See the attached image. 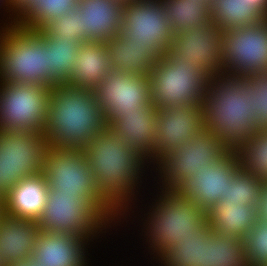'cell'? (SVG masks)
Listing matches in <instances>:
<instances>
[{
    "mask_svg": "<svg viewBox=\"0 0 267 266\" xmlns=\"http://www.w3.org/2000/svg\"><path fill=\"white\" fill-rule=\"evenodd\" d=\"M150 186L147 192L121 215L119 229L123 232H127V229L138 231V241L141 240L138 246L142 245L141 249L145 250L141 253L146 252L145 257L149 255L150 258L146 257V262L153 266L172 246L202 231L208 225V216L207 210L193 199L182 197L173 190L154 187V184ZM132 224L135 226L130 227ZM124 226L127 227L124 229L126 231L123 230Z\"/></svg>",
    "mask_w": 267,
    "mask_h": 266,
    "instance_id": "1",
    "label": "cell"
},
{
    "mask_svg": "<svg viewBox=\"0 0 267 266\" xmlns=\"http://www.w3.org/2000/svg\"><path fill=\"white\" fill-rule=\"evenodd\" d=\"M83 152L95 187L121 215L152 184L149 164L108 126L91 138Z\"/></svg>",
    "mask_w": 267,
    "mask_h": 266,
    "instance_id": "2",
    "label": "cell"
},
{
    "mask_svg": "<svg viewBox=\"0 0 267 266\" xmlns=\"http://www.w3.org/2000/svg\"><path fill=\"white\" fill-rule=\"evenodd\" d=\"M106 127L93 90L66 84L52 87L43 130L49 146L84 149Z\"/></svg>",
    "mask_w": 267,
    "mask_h": 266,
    "instance_id": "3",
    "label": "cell"
},
{
    "mask_svg": "<svg viewBox=\"0 0 267 266\" xmlns=\"http://www.w3.org/2000/svg\"><path fill=\"white\" fill-rule=\"evenodd\" d=\"M202 107L205 130L218 136L231 150L259 131L245 77L225 74L211 77Z\"/></svg>",
    "mask_w": 267,
    "mask_h": 266,
    "instance_id": "4",
    "label": "cell"
},
{
    "mask_svg": "<svg viewBox=\"0 0 267 266\" xmlns=\"http://www.w3.org/2000/svg\"><path fill=\"white\" fill-rule=\"evenodd\" d=\"M0 81L54 87L43 37L17 23L0 26Z\"/></svg>",
    "mask_w": 267,
    "mask_h": 266,
    "instance_id": "5",
    "label": "cell"
},
{
    "mask_svg": "<svg viewBox=\"0 0 267 266\" xmlns=\"http://www.w3.org/2000/svg\"><path fill=\"white\" fill-rule=\"evenodd\" d=\"M37 222L42 231L82 236L93 246L120 232L88 199L52 188L48 189L46 205Z\"/></svg>",
    "mask_w": 267,
    "mask_h": 266,
    "instance_id": "6",
    "label": "cell"
},
{
    "mask_svg": "<svg viewBox=\"0 0 267 266\" xmlns=\"http://www.w3.org/2000/svg\"><path fill=\"white\" fill-rule=\"evenodd\" d=\"M43 173L49 188L59 193L79 194L88 199L116 228L120 226L121 214L95 187L83 149L48 146Z\"/></svg>",
    "mask_w": 267,
    "mask_h": 266,
    "instance_id": "7",
    "label": "cell"
},
{
    "mask_svg": "<svg viewBox=\"0 0 267 266\" xmlns=\"http://www.w3.org/2000/svg\"><path fill=\"white\" fill-rule=\"evenodd\" d=\"M152 104L158 110L166 106L202 105L211 76L204 69L177 64L167 53L159 58L148 75Z\"/></svg>",
    "mask_w": 267,
    "mask_h": 266,
    "instance_id": "8",
    "label": "cell"
},
{
    "mask_svg": "<svg viewBox=\"0 0 267 266\" xmlns=\"http://www.w3.org/2000/svg\"><path fill=\"white\" fill-rule=\"evenodd\" d=\"M230 151L218 136L204 130L176 151L166 155L152 169V183L158 188L173 190L185 178L195 176L196 170L211 167Z\"/></svg>",
    "mask_w": 267,
    "mask_h": 266,
    "instance_id": "9",
    "label": "cell"
},
{
    "mask_svg": "<svg viewBox=\"0 0 267 266\" xmlns=\"http://www.w3.org/2000/svg\"><path fill=\"white\" fill-rule=\"evenodd\" d=\"M48 146L43 132L0 130V202L21 179L43 172Z\"/></svg>",
    "mask_w": 267,
    "mask_h": 266,
    "instance_id": "10",
    "label": "cell"
},
{
    "mask_svg": "<svg viewBox=\"0 0 267 266\" xmlns=\"http://www.w3.org/2000/svg\"><path fill=\"white\" fill-rule=\"evenodd\" d=\"M52 87L0 81V130L43 132Z\"/></svg>",
    "mask_w": 267,
    "mask_h": 266,
    "instance_id": "11",
    "label": "cell"
},
{
    "mask_svg": "<svg viewBox=\"0 0 267 266\" xmlns=\"http://www.w3.org/2000/svg\"><path fill=\"white\" fill-rule=\"evenodd\" d=\"M221 63L225 75L267 74V17L254 25L222 31Z\"/></svg>",
    "mask_w": 267,
    "mask_h": 266,
    "instance_id": "12",
    "label": "cell"
},
{
    "mask_svg": "<svg viewBox=\"0 0 267 266\" xmlns=\"http://www.w3.org/2000/svg\"><path fill=\"white\" fill-rule=\"evenodd\" d=\"M120 33L128 39L129 44L150 45L162 57L174 37L160 0L123 3Z\"/></svg>",
    "mask_w": 267,
    "mask_h": 266,
    "instance_id": "13",
    "label": "cell"
},
{
    "mask_svg": "<svg viewBox=\"0 0 267 266\" xmlns=\"http://www.w3.org/2000/svg\"><path fill=\"white\" fill-rule=\"evenodd\" d=\"M222 31L211 19L196 28L174 34L167 54L177 64L204 69L211 77L223 74L221 63Z\"/></svg>",
    "mask_w": 267,
    "mask_h": 266,
    "instance_id": "14",
    "label": "cell"
},
{
    "mask_svg": "<svg viewBox=\"0 0 267 266\" xmlns=\"http://www.w3.org/2000/svg\"><path fill=\"white\" fill-rule=\"evenodd\" d=\"M107 124L121 113L137 112L152 102L149 76H137L112 69L93 90Z\"/></svg>",
    "mask_w": 267,
    "mask_h": 266,
    "instance_id": "15",
    "label": "cell"
},
{
    "mask_svg": "<svg viewBox=\"0 0 267 266\" xmlns=\"http://www.w3.org/2000/svg\"><path fill=\"white\" fill-rule=\"evenodd\" d=\"M205 130L202 105L166 106L157 110L155 166L169 153Z\"/></svg>",
    "mask_w": 267,
    "mask_h": 266,
    "instance_id": "16",
    "label": "cell"
},
{
    "mask_svg": "<svg viewBox=\"0 0 267 266\" xmlns=\"http://www.w3.org/2000/svg\"><path fill=\"white\" fill-rule=\"evenodd\" d=\"M237 152L231 150L211 167L196 170V175L182 180L173 191L193 199L205 210L219 202L228 188L234 174L240 169Z\"/></svg>",
    "mask_w": 267,
    "mask_h": 266,
    "instance_id": "17",
    "label": "cell"
},
{
    "mask_svg": "<svg viewBox=\"0 0 267 266\" xmlns=\"http://www.w3.org/2000/svg\"><path fill=\"white\" fill-rule=\"evenodd\" d=\"M96 247L82 236L41 230L31 260L37 266H91Z\"/></svg>",
    "mask_w": 267,
    "mask_h": 266,
    "instance_id": "18",
    "label": "cell"
},
{
    "mask_svg": "<svg viewBox=\"0 0 267 266\" xmlns=\"http://www.w3.org/2000/svg\"><path fill=\"white\" fill-rule=\"evenodd\" d=\"M156 115L157 109L150 102L137 108V112L121 113L107 124L152 169L155 167Z\"/></svg>",
    "mask_w": 267,
    "mask_h": 266,
    "instance_id": "19",
    "label": "cell"
},
{
    "mask_svg": "<svg viewBox=\"0 0 267 266\" xmlns=\"http://www.w3.org/2000/svg\"><path fill=\"white\" fill-rule=\"evenodd\" d=\"M78 16L84 43H106L121 31L123 3L117 0H79Z\"/></svg>",
    "mask_w": 267,
    "mask_h": 266,
    "instance_id": "20",
    "label": "cell"
},
{
    "mask_svg": "<svg viewBox=\"0 0 267 266\" xmlns=\"http://www.w3.org/2000/svg\"><path fill=\"white\" fill-rule=\"evenodd\" d=\"M41 229L37 221L0 213V260L4 266L31 260Z\"/></svg>",
    "mask_w": 267,
    "mask_h": 266,
    "instance_id": "21",
    "label": "cell"
},
{
    "mask_svg": "<svg viewBox=\"0 0 267 266\" xmlns=\"http://www.w3.org/2000/svg\"><path fill=\"white\" fill-rule=\"evenodd\" d=\"M48 184L44 173L21 179L1 202L6 215L38 221L46 205Z\"/></svg>",
    "mask_w": 267,
    "mask_h": 266,
    "instance_id": "22",
    "label": "cell"
},
{
    "mask_svg": "<svg viewBox=\"0 0 267 266\" xmlns=\"http://www.w3.org/2000/svg\"><path fill=\"white\" fill-rule=\"evenodd\" d=\"M111 70L106 43L86 42L80 46L73 72L64 84L94 90Z\"/></svg>",
    "mask_w": 267,
    "mask_h": 266,
    "instance_id": "23",
    "label": "cell"
},
{
    "mask_svg": "<svg viewBox=\"0 0 267 266\" xmlns=\"http://www.w3.org/2000/svg\"><path fill=\"white\" fill-rule=\"evenodd\" d=\"M106 46L112 69L137 76H148L153 65L162 57L150 45L129 44L121 33L107 41Z\"/></svg>",
    "mask_w": 267,
    "mask_h": 266,
    "instance_id": "24",
    "label": "cell"
},
{
    "mask_svg": "<svg viewBox=\"0 0 267 266\" xmlns=\"http://www.w3.org/2000/svg\"><path fill=\"white\" fill-rule=\"evenodd\" d=\"M208 226L213 232L243 239L258 221L256 207L242 202L222 201L207 211Z\"/></svg>",
    "mask_w": 267,
    "mask_h": 266,
    "instance_id": "25",
    "label": "cell"
},
{
    "mask_svg": "<svg viewBox=\"0 0 267 266\" xmlns=\"http://www.w3.org/2000/svg\"><path fill=\"white\" fill-rule=\"evenodd\" d=\"M204 266H251L243 239L204 228Z\"/></svg>",
    "mask_w": 267,
    "mask_h": 266,
    "instance_id": "26",
    "label": "cell"
},
{
    "mask_svg": "<svg viewBox=\"0 0 267 266\" xmlns=\"http://www.w3.org/2000/svg\"><path fill=\"white\" fill-rule=\"evenodd\" d=\"M43 37V44L48 51L50 79L57 84H64L73 72L78 59V50L82 41L50 38L42 30H36Z\"/></svg>",
    "mask_w": 267,
    "mask_h": 266,
    "instance_id": "27",
    "label": "cell"
},
{
    "mask_svg": "<svg viewBox=\"0 0 267 266\" xmlns=\"http://www.w3.org/2000/svg\"><path fill=\"white\" fill-rule=\"evenodd\" d=\"M211 21L220 31L254 25L266 17L247 0H213Z\"/></svg>",
    "mask_w": 267,
    "mask_h": 266,
    "instance_id": "28",
    "label": "cell"
},
{
    "mask_svg": "<svg viewBox=\"0 0 267 266\" xmlns=\"http://www.w3.org/2000/svg\"><path fill=\"white\" fill-rule=\"evenodd\" d=\"M173 33L196 28L211 19V6L205 0H160Z\"/></svg>",
    "mask_w": 267,
    "mask_h": 266,
    "instance_id": "29",
    "label": "cell"
},
{
    "mask_svg": "<svg viewBox=\"0 0 267 266\" xmlns=\"http://www.w3.org/2000/svg\"><path fill=\"white\" fill-rule=\"evenodd\" d=\"M79 0H35L15 21L27 29L41 30L48 22L66 14Z\"/></svg>",
    "mask_w": 267,
    "mask_h": 266,
    "instance_id": "30",
    "label": "cell"
},
{
    "mask_svg": "<svg viewBox=\"0 0 267 266\" xmlns=\"http://www.w3.org/2000/svg\"><path fill=\"white\" fill-rule=\"evenodd\" d=\"M234 150L243 170L267 181V130L257 131Z\"/></svg>",
    "mask_w": 267,
    "mask_h": 266,
    "instance_id": "31",
    "label": "cell"
},
{
    "mask_svg": "<svg viewBox=\"0 0 267 266\" xmlns=\"http://www.w3.org/2000/svg\"><path fill=\"white\" fill-rule=\"evenodd\" d=\"M153 266H204V229L172 246Z\"/></svg>",
    "mask_w": 267,
    "mask_h": 266,
    "instance_id": "32",
    "label": "cell"
},
{
    "mask_svg": "<svg viewBox=\"0 0 267 266\" xmlns=\"http://www.w3.org/2000/svg\"><path fill=\"white\" fill-rule=\"evenodd\" d=\"M265 182L264 179L240 168L228 183L226 193L221 200L242 202L244 205L256 207Z\"/></svg>",
    "mask_w": 267,
    "mask_h": 266,
    "instance_id": "33",
    "label": "cell"
},
{
    "mask_svg": "<svg viewBox=\"0 0 267 266\" xmlns=\"http://www.w3.org/2000/svg\"><path fill=\"white\" fill-rule=\"evenodd\" d=\"M78 6L70 9L61 17L54 18L41 30L50 38L68 39L70 41H82L84 32L81 29V19L78 16Z\"/></svg>",
    "mask_w": 267,
    "mask_h": 266,
    "instance_id": "34",
    "label": "cell"
},
{
    "mask_svg": "<svg viewBox=\"0 0 267 266\" xmlns=\"http://www.w3.org/2000/svg\"><path fill=\"white\" fill-rule=\"evenodd\" d=\"M245 86L252 97L256 124L259 130H267V74L245 77Z\"/></svg>",
    "mask_w": 267,
    "mask_h": 266,
    "instance_id": "35",
    "label": "cell"
},
{
    "mask_svg": "<svg viewBox=\"0 0 267 266\" xmlns=\"http://www.w3.org/2000/svg\"><path fill=\"white\" fill-rule=\"evenodd\" d=\"M243 241L251 266H267V222L258 220Z\"/></svg>",
    "mask_w": 267,
    "mask_h": 266,
    "instance_id": "36",
    "label": "cell"
},
{
    "mask_svg": "<svg viewBox=\"0 0 267 266\" xmlns=\"http://www.w3.org/2000/svg\"><path fill=\"white\" fill-rule=\"evenodd\" d=\"M35 0H10V19L14 22Z\"/></svg>",
    "mask_w": 267,
    "mask_h": 266,
    "instance_id": "37",
    "label": "cell"
},
{
    "mask_svg": "<svg viewBox=\"0 0 267 266\" xmlns=\"http://www.w3.org/2000/svg\"><path fill=\"white\" fill-rule=\"evenodd\" d=\"M256 210L258 220L260 222H267V181L262 186V192Z\"/></svg>",
    "mask_w": 267,
    "mask_h": 266,
    "instance_id": "38",
    "label": "cell"
},
{
    "mask_svg": "<svg viewBox=\"0 0 267 266\" xmlns=\"http://www.w3.org/2000/svg\"><path fill=\"white\" fill-rule=\"evenodd\" d=\"M0 14V26L13 23L10 19V0H0Z\"/></svg>",
    "mask_w": 267,
    "mask_h": 266,
    "instance_id": "39",
    "label": "cell"
},
{
    "mask_svg": "<svg viewBox=\"0 0 267 266\" xmlns=\"http://www.w3.org/2000/svg\"><path fill=\"white\" fill-rule=\"evenodd\" d=\"M256 7L265 17H267V0H247Z\"/></svg>",
    "mask_w": 267,
    "mask_h": 266,
    "instance_id": "40",
    "label": "cell"
},
{
    "mask_svg": "<svg viewBox=\"0 0 267 266\" xmlns=\"http://www.w3.org/2000/svg\"><path fill=\"white\" fill-rule=\"evenodd\" d=\"M9 266H37L33 260H27L25 262H20L18 264L9 265Z\"/></svg>",
    "mask_w": 267,
    "mask_h": 266,
    "instance_id": "41",
    "label": "cell"
},
{
    "mask_svg": "<svg viewBox=\"0 0 267 266\" xmlns=\"http://www.w3.org/2000/svg\"><path fill=\"white\" fill-rule=\"evenodd\" d=\"M121 3H128V2H132V1H136V0H117Z\"/></svg>",
    "mask_w": 267,
    "mask_h": 266,
    "instance_id": "42",
    "label": "cell"
},
{
    "mask_svg": "<svg viewBox=\"0 0 267 266\" xmlns=\"http://www.w3.org/2000/svg\"><path fill=\"white\" fill-rule=\"evenodd\" d=\"M205 1L211 5L213 0H205Z\"/></svg>",
    "mask_w": 267,
    "mask_h": 266,
    "instance_id": "43",
    "label": "cell"
},
{
    "mask_svg": "<svg viewBox=\"0 0 267 266\" xmlns=\"http://www.w3.org/2000/svg\"><path fill=\"white\" fill-rule=\"evenodd\" d=\"M91 266H95V265H91ZM117 266H118V263H117ZM119 266H127V264H126V265L122 264V265H119ZM130 266H131V265H130Z\"/></svg>",
    "mask_w": 267,
    "mask_h": 266,
    "instance_id": "44",
    "label": "cell"
},
{
    "mask_svg": "<svg viewBox=\"0 0 267 266\" xmlns=\"http://www.w3.org/2000/svg\"><path fill=\"white\" fill-rule=\"evenodd\" d=\"M2 212V205H1V202H0V213Z\"/></svg>",
    "mask_w": 267,
    "mask_h": 266,
    "instance_id": "45",
    "label": "cell"
}]
</instances>
